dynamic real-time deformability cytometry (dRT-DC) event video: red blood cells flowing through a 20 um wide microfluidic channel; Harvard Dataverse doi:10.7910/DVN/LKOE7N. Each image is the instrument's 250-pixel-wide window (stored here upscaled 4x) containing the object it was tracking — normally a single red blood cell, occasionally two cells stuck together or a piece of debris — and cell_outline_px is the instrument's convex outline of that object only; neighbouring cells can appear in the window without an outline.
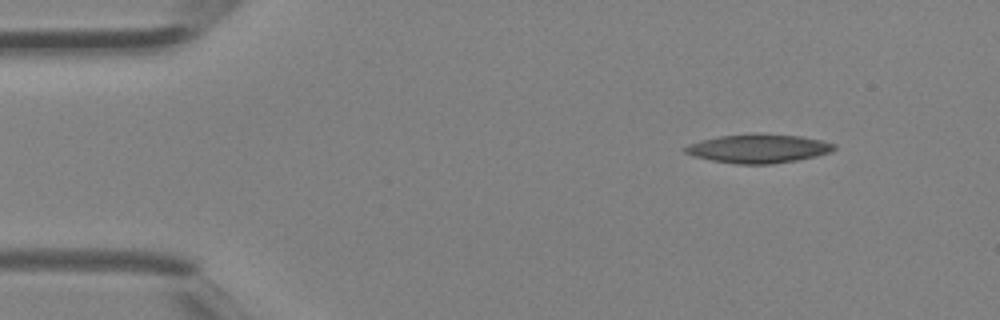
{"species": "Egyptian fruit bat (a non-hibernating species)", "species_latin": "Rousettus aegyptiacus", "temperature_condition": "room temperature", "stored_images_in_passage": 3, "camera_frame_rate_fps": 3000, "um_per_image_px": 0.085, "animal": {"sex": "female"}, "frame": {"image": 1, "passage_image": 1, "time_ms": 0.0, "image_size_px": [1000, 320], "cell_outline_px": [[836, 148], [832, 152], [816, 156], [796, 160], [772, 164], [736, 164], [712, 160], [692, 156], [684, 152], [680, 148], [688, 144], [700, 140], [720, 136], [752, 132], [800, 136], [820, 140], [836, 144]], "centroid_in_image_um": [64.43, 12.61], "position_along_channel_um": 20.6, "area_um2": 25.37}}
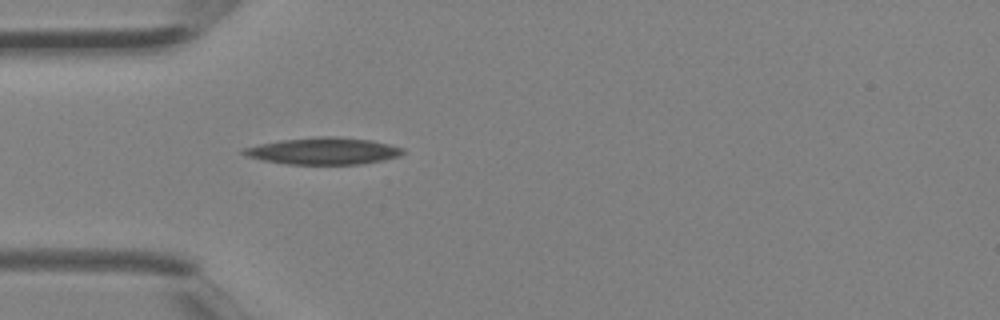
{"frame": {"image": 2, "passage_image": 3, "time_ms": 0.667, "image_size_px": [1000, 320], "cell_outline_px": [[404, 152], [400, 156], [384, 160], [360, 164], [288, 164], [264, 160], [244, 156], [240, 152], [240, 148], [280, 140], [316, 136], [336, 136], [372, 140], [404, 148]], "centroid_in_image_um": [27.47, 12.83], "position_along_channel_um": 57.5, "area_um2": 25.14}}